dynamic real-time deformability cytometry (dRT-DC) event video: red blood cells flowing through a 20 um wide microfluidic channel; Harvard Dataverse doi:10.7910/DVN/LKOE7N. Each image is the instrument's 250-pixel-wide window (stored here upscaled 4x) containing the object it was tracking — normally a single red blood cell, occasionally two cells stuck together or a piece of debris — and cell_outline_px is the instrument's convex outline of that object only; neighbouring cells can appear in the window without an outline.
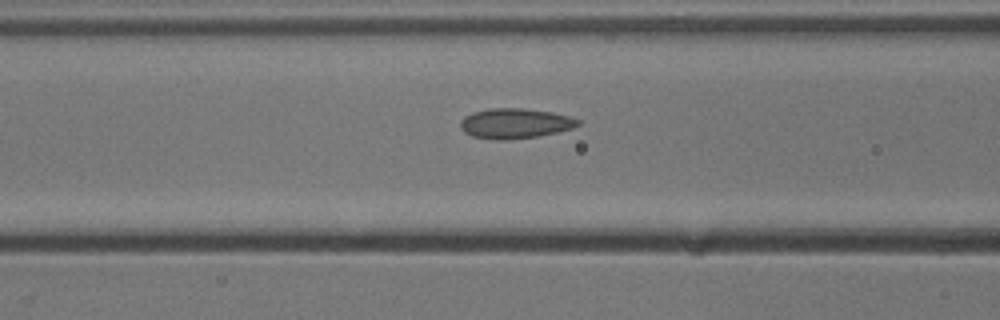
{"species": "common noctule bat (a hibernating species)", "species_latin": "Nyctalus noctula", "temperature_condition": "cold", "stored_images_in_passage": 17, "camera_frame_rate_fps": 3000, "um_per_image_px": 0.085, "animal": {"sex": "male", "body_mass_g": 13.3}, "frame": {"image": 1, "passage_image": 15, "time_ms": 4.667, "image_size_px": [1000, 320], "cell_outline_px": [[580, 124], [572, 128], [556, 132], [536, 136], [472, 136], [464, 132], [460, 128], [460, 120], [464, 116], [472, 112], [488, 108], [524, 108], [552, 112], [568, 116], [580, 120]], "centroid_in_image_um": [43.78, 10.41], "position_along_channel_um": 122.8, "area_um2": 19.59}}